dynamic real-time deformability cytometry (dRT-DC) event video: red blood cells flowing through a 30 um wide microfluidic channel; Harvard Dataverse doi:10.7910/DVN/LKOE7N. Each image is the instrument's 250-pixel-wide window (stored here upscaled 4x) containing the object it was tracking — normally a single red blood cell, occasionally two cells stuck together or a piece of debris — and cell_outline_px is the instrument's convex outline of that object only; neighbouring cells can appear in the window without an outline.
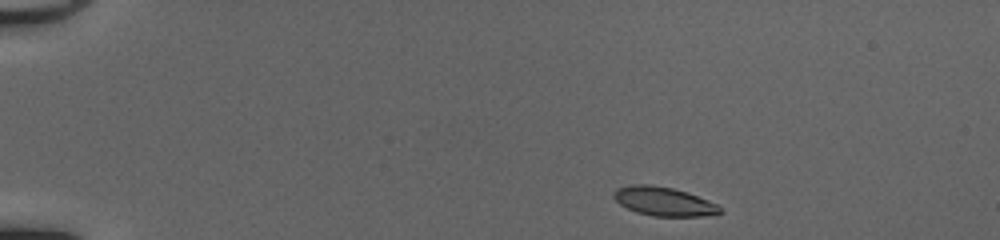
{"species": "common noctule bat (a hibernating species)", "species_latin": "Nyctalus noctula", "temperature_condition": "cold", "stored_images_in_passage": 43, "camera_frame_rate_fps": 3000, "um_per_image_px": 0.085, "animal": {"sex": "female", "body_mass_g": 20.0, "forearm_length_mm": 54.0}, "frame": {"image": 1, "passage_image": 1, "time_ms": 0.0, "image_size_px": [1000, 240], "cell_outline_px": [[724, 212], [716, 216], [652, 216], [636, 212], [620, 204], [612, 196], [612, 192], [616, 188], [632, 184], [652, 184], [672, 188], [708, 200], [716, 204]], "centroid_in_image_um": [56.41, 17.12], "position_along_channel_um": 28.6, "area_um2": 17.98}}
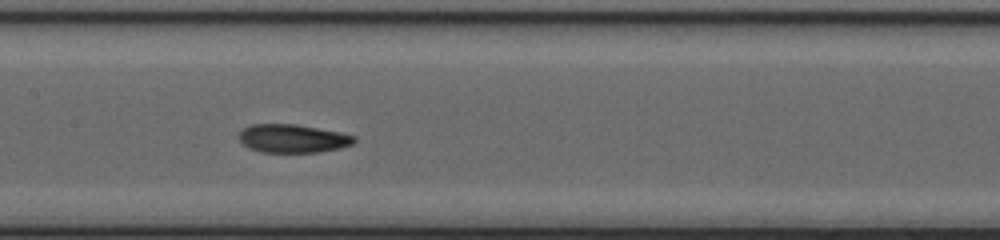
{"frame": {"image": 2, "passage_image": 19, "time_ms": 6.0, "image_size_px": [1000, 240], "cell_outline_px": [[356, 140], [352, 144], [340, 148], [320, 152], [260, 152], [248, 148], [240, 140], [240, 132], [244, 128], [252, 124], [296, 124], [340, 132], [356, 136]], "centroid_in_image_um": [24.9, 11.77], "position_along_channel_um": 182.5, "area_um2": 19.02}}
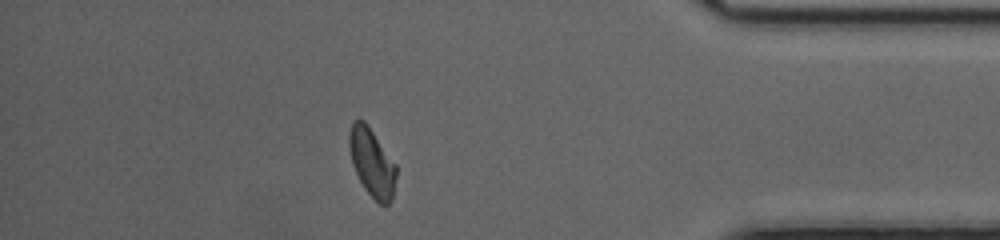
{"frame": {"image": 3, "passage_image": 37, "time_ms": 12.0, "image_size_px": [1000, 240], "cell_outline_px": [[396, 176], [392, 200], [388, 204], [380, 204], [364, 188], [352, 164], [348, 144], [348, 136], [352, 120], [364, 120], [368, 124], [396, 164]], "centroid_in_image_um": [31.61, 13.78], "position_along_channel_um": 403.6, "area_um2": 18.67}, "authors_computed_cell_mechanics": {"area_um2": 18.6694, "velocity_mm_per_s": 4.1676, "shape_relaxation_time_tau1_ms": 5.2273, "shape_relaxation_time_tau2_ms": 2.2937, "deformation_change_tau1": 0.1782, "deformation_change_tau2": 0.0881}}